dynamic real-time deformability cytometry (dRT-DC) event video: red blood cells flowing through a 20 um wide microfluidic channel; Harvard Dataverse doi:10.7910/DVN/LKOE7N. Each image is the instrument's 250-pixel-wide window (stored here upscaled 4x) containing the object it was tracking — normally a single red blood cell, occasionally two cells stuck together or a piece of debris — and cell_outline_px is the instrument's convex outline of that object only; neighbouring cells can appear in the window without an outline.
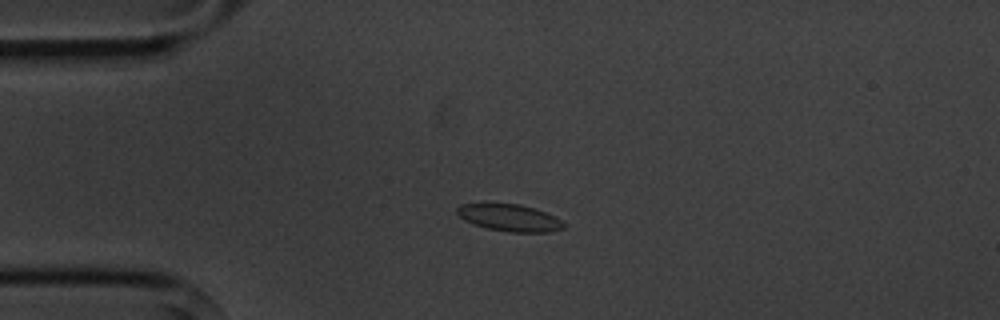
{"species": "common noctule bat (a hibernating species)", "species_latin": "Nyctalus noctula", "temperature_condition": "cold", "stored_images_in_passage": 4, "camera_frame_rate_fps": 3000, "um_per_image_px": 0.085, "animal": {"sex": "male", "body_mass_g": 20.1, "forearm_length_mm": 53.5}, "frame": {"image": 1, "passage_image": 3, "time_ms": 3.333, "image_size_px": [1000, 320], "cell_outline_px": [[564, 228], [552, 232], [508, 232], [484, 228], [472, 224], [464, 220], [456, 212], [456, 208], [460, 204], [520, 204], [556, 216], [564, 224]], "centroid_in_image_um": [43.29, 18.52], "position_along_channel_um": 41.7, "area_um2": 16.76}}